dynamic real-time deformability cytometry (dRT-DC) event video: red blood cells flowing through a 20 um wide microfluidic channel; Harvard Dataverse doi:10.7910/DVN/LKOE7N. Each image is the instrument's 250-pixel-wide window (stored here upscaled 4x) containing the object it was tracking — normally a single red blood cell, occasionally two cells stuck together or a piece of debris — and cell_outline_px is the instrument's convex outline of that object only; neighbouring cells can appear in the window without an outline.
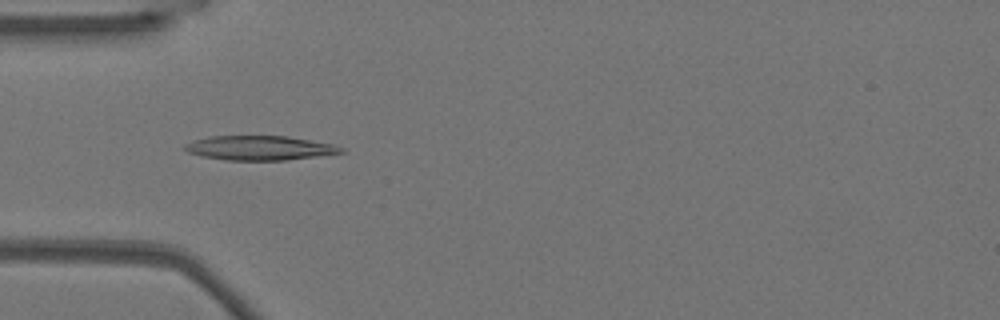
{"species": "Egyptian fruit bat (a non-hibernating species)", "species_latin": "Rousettus aegyptiacus", "temperature_condition": "warm", "stored_images_in_passage": 53, "camera_frame_rate_fps": 3000, "um_per_image_px": 0.085, "animal": {"sex": "female"}, "frame": {"image": 1, "passage_image": 16, "time_ms": 5.0, "image_size_px": [1000, 320], "cell_outline_px": [[348, 152], [288, 160], [224, 160], [200, 156], [188, 152], [184, 148], [184, 144], [192, 140], [208, 136], [288, 136], [332, 144], [344, 148]], "centroid_in_image_um": [22.06, 12.58], "position_along_channel_um": 62.9, "area_um2": 22.43}}
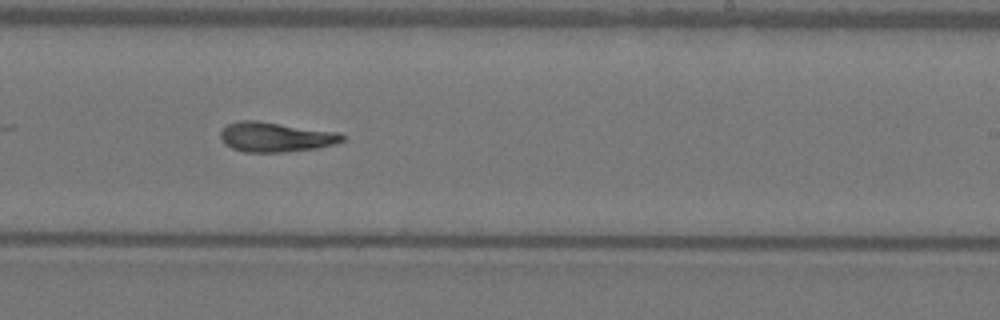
{"frame": {"image": 2, "passage_image": 32, "time_ms": 10.333, "image_size_px": [1000, 320], "cell_outline_px": [[344, 140], [336, 144], [316, 148], [284, 152], [244, 152], [232, 148], [224, 144], [220, 140], [220, 132], [228, 124], [240, 120], [256, 120], [336, 132], [344, 136]], "centroid_in_image_um": [23.38, 11.65], "position_along_channel_um": 265.6, "area_um2": 21.04}}
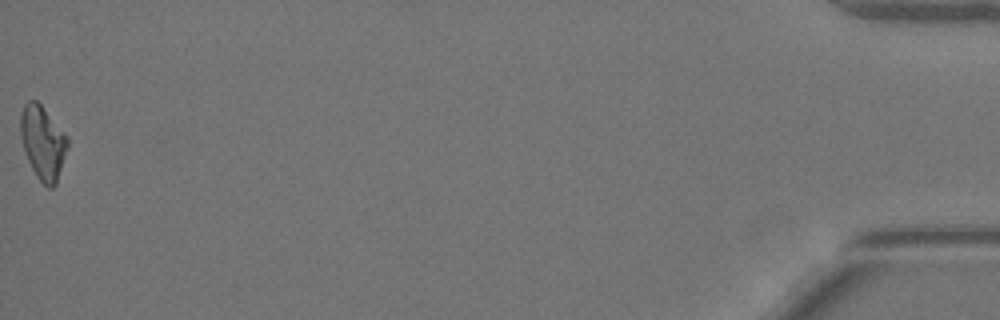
{"frame": {"image": 3, "passage_image": 53, "time_ms": 17.333, "image_size_px": [1000, 320], "cell_outline_px": [[68, 148], [56, 184], [52, 188], [48, 188], [36, 176], [28, 160], [20, 136], [20, 112], [24, 104], [28, 100], [36, 100], [40, 104], [68, 136]], "centroid_in_image_um": [3.64, 12.11], "position_along_channel_um": 431.6, "area_um2": 20.17}, "authors_computed_cell_mechanics": {"area_um2": 20.8658, "velocity_mm_per_s": 3.8056, "shape_relaxation_time_tau1_ms": 9.384, "shape_relaxation_time_tau2_ms": 4.0136, "deformation_change_tau1": 0.2741, "deformation_change_tau2": 0.111}}